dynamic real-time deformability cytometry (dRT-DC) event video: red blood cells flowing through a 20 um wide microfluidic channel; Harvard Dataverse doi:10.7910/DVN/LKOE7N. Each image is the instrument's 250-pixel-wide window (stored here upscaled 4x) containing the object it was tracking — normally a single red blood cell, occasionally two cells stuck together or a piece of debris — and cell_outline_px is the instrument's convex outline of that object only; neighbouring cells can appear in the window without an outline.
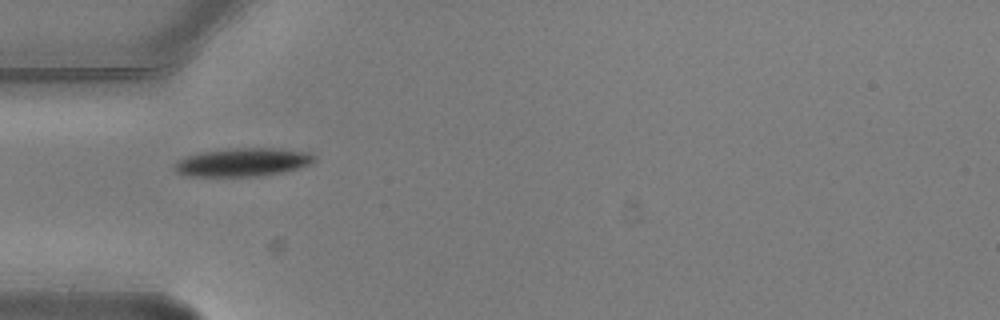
{"species": "common noctule bat (a hibernating species)", "species_latin": "Nyctalus noctula", "temperature_condition": "warm", "stored_images_in_passage": 10, "camera_frame_rate_fps": 3000, "um_per_image_px": 0.085, "animal": {"sex": "male", "body_mass_g": 20.5, "forearm_length_mm": 52.5}, "frame": {"image": 1, "passage_image": 5, "time_ms": 1.333, "image_size_px": [1000, 320], "cell_outline_px": [[316, 160], [300, 168], [260, 176], [188, 176], [176, 172], [176, 160], [184, 156], [200, 152], [228, 148], [280, 148], [308, 152], [316, 156]], "centroid_in_image_um": [20.63, 13.77], "position_along_channel_um": 64.4, "area_um2": 23.18}}
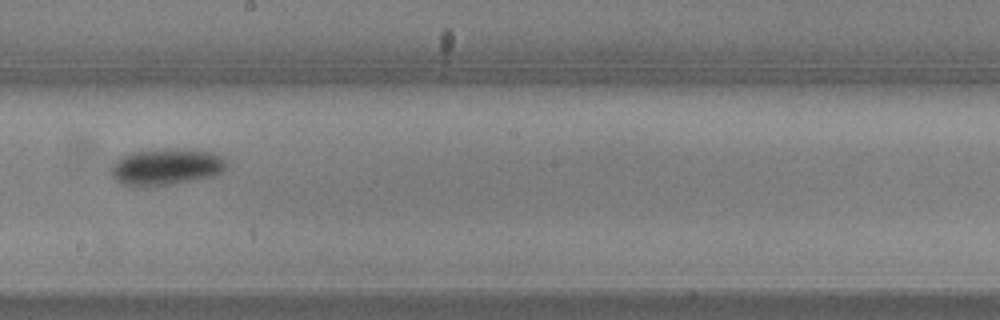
{"frame": {"image": 2, "passage_image": 9, "time_ms": 2.667, "image_size_px": [1000, 320], "cell_outline_px": [[228, 164], [216, 176], [168, 184], [124, 184], [116, 180], [108, 172], [112, 164], [120, 156], [128, 152], [168, 148], [188, 148], [216, 152]], "centroid_in_image_um": [14.14, 14.12], "position_along_channel_um": 234.1, "area_um2": 24.57}}
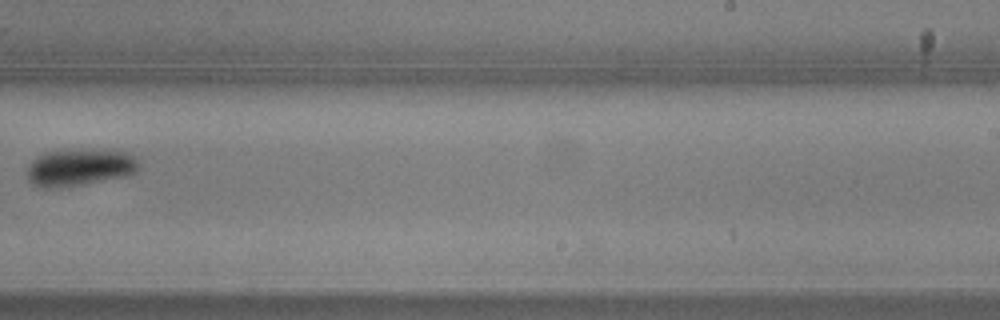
{"frame": {"image": 3, "passage_image": 10, "time_ms": 3.0, "image_size_px": [1000, 320], "cell_outline_px": [[136, 172], [128, 176], [84, 184], [56, 188], [44, 188], [32, 184], [28, 180], [28, 168], [32, 160], [36, 156], [44, 152], [80, 148], [104, 148], [124, 152], [136, 156]], "centroid_in_image_um": [6.76, 14.2], "position_along_channel_um": 282.2, "area_um2": 24.68}}